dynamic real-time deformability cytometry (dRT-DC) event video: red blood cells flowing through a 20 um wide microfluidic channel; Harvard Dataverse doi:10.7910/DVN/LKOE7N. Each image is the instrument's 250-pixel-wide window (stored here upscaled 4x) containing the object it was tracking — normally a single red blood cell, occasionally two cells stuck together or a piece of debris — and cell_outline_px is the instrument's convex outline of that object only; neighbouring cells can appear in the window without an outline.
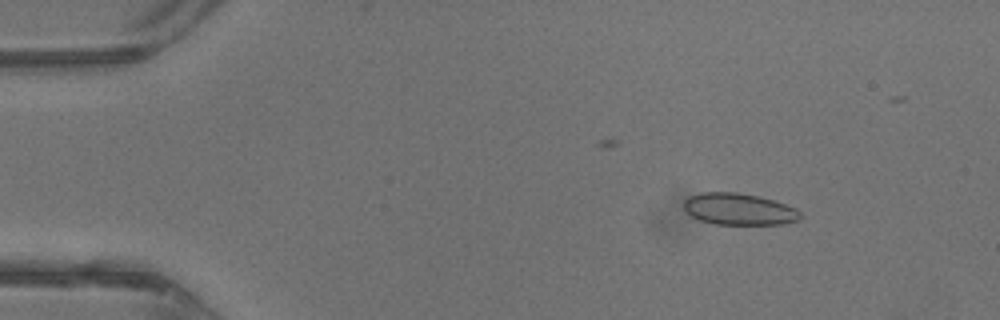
{"species": "common noctule bat (a hibernating species)", "species_latin": "Nyctalus noctula", "temperature_condition": "warm", "stored_images_in_passage": 25, "camera_frame_rate_fps": 3000, "um_per_image_px": 0.085, "animal": {"sex": "male", "body_mass_g": 13.3}, "frame": {"image": 1, "passage_image": 5, "time_ms": 1.333, "image_size_px": [1000, 320], "cell_outline_px": [[800, 220], [784, 224], [716, 224], [700, 220], [692, 216], [684, 208], [684, 200], [688, 196], [704, 192], [736, 192], [756, 196], [772, 200], [796, 208], [800, 212]], "centroid_in_image_um": [62.81, 17.78], "position_along_channel_um": 22.2, "area_um2": 21.33}}
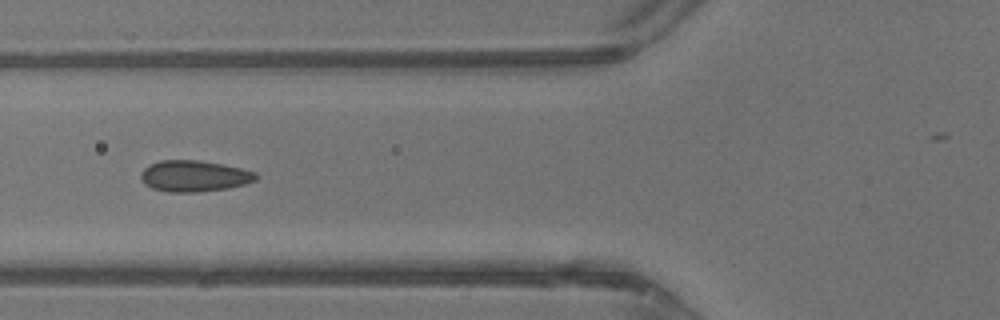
{"frame": {"image": 2, "passage_image": 16, "time_ms": 5.0, "image_size_px": [1000, 320], "cell_outline_px": [[260, 176], [256, 180], [244, 184], [228, 188], [196, 192], [168, 192], [152, 188], [144, 184], [140, 176], [140, 172], [148, 164], [160, 160], [200, 160], [240, 168], [256, 172]], "centroid_in_image_um": [16.48, 14.96], "position_along_channel_um": 109.3, "area_um2": 21.04}}
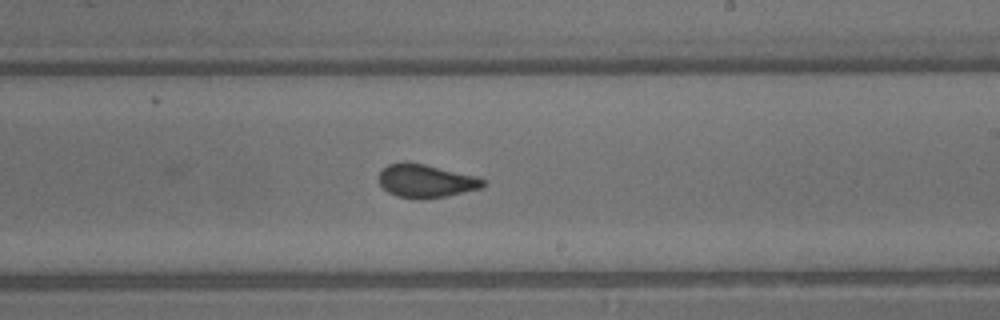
{"frame": {"image": 3, "passage_image": 25, "time_ms": 8.0, "image_size_px": [1000, 320], "cell_outline_px": [[488, 184], [480, 188], [448, 196], [424, 200], [416, 200], [396, 196], [388, 192], [380, 184], [380, 172], [388, 164], [424, 164], [480, 176], [488, 180]], "centroid_in_image_um": [36.31, 15.42], "position_along_channel_um": 252.7, "area_um2": 20.29}}